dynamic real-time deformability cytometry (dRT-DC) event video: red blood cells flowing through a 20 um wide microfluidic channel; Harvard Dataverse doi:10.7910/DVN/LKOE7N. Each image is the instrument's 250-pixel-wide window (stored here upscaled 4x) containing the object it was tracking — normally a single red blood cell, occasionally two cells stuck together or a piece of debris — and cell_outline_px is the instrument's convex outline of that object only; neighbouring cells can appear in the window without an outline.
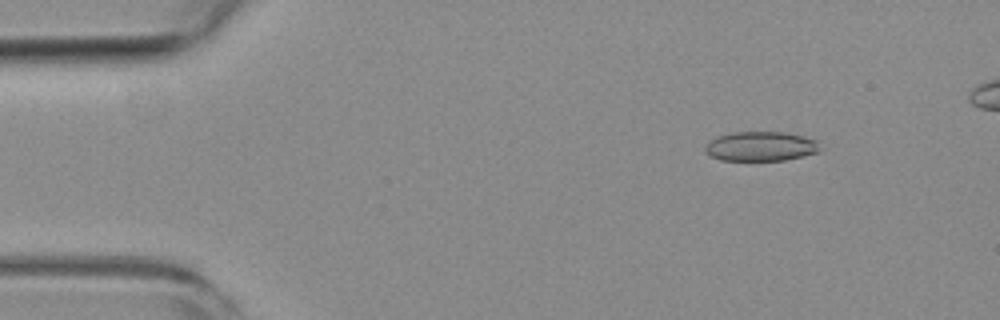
{"species": "common noctule bat (a hibernating species)", "species_latin": "Nyctalus noctula", "temperature_condition": "room temperature", "stored_images_in_passage": 53, "camera_frame_rate_fps": 3000, "um_per_image_px": 0.085, "animal": {"sex": "female", "body_mass_g": 19.3, "forearm_length_mm": 54.1}, "frame": {"image": 1, "passage_image": 7, "time_ms": 2.0, "image_size_px": [1000, 320], "cell_outline_px": [[820, 152], [784, 160], [720, 160], [704, 152], [704, 148], [712, 140], [720, 136], [732, 132], [784, 132], [804, 136], [816, 140], [820, 148]], "centroid_in_image_um": [64.69, 12.44], "position_along_channel_um": 20.3, "area_um2": 19.59}}
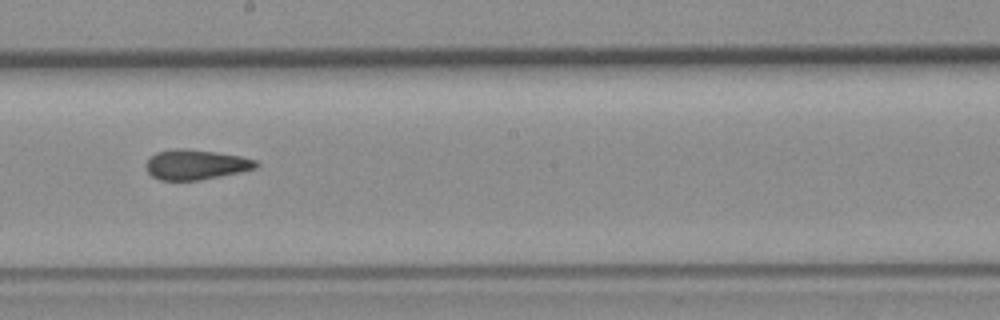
{"frame": {"image": 2, "passage_image": 31, "time_ms": 10.0, "image_size_px": [1000, 320], "cell_outline_px": [[260, 164], [256, 168], [240, 172], [200, 180], [160, 180], [152, 176], [144, 168], [144, 164], [156, 152], [176, 148], [184, 148], [216, 152], [240, 156], [256, 160]], "centroid_in_image_um": [16.63, 13.99], "position_along_channel_um": 231.6, "area_um2": 19.31}}
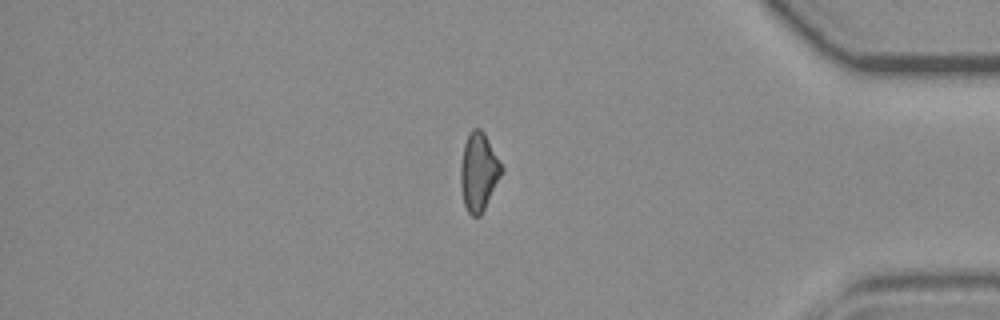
{"frame": {"image": 3, "passage_image": 47, "time_ms": 15.333, "image_size_px": [1000, 320], "cell_outline_px": [[504, 172], [480, 216], [472, 216], [468, 212], [464, 204], [460, 184], [460, 164], [464, 144], [468, 132], [472, 128], [480, 128], [484, 132], [504, 168]], "centroid_in_image_um": [40.69, 14.58], "position_along_channel_um": 394.5, "area_um2": 18.9}, "authors_computed_cell_mechanics": {"area_um2": 19.4786, "velocity_mm_per_s": 3.6628, "shape_relaxation_time_tau1_ms": null, "shape_relaxation_time_tau2_ms": 3.2999, "deformation_change_tau1": null, "deformation_change_tau2": 0.1039}}